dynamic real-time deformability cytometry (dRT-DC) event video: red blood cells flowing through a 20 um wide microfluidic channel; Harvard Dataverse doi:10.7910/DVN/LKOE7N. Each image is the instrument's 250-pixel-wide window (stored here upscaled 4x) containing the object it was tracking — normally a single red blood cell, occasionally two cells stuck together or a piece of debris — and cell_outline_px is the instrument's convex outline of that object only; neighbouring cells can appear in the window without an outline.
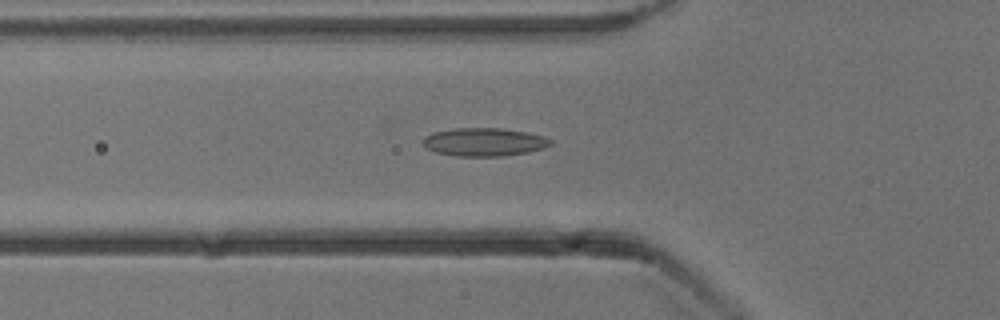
{"species": "common noctule bat (a hibernating species)", "species_latin": "Nyctalus noctula", "temperature_condition": "cold", "stored_images_in_passage": 37, "camera_frame_rate_fps": 3000, "um_per_image_px": 0.085, "animal": {"sex": "male", "body_mass_g": 13.3}, "frame": {"image": 1, "passage_image": 2, "time_ms": 0.333, "image_size_px": [1000, 320], "cell_outline_px": [[552, 144], [544, 148], [528, 152], [500, 156], [456, 156], [436, 152], [428, 148], [424, 144], [424, 136], [432, 132], [452, 128], [500, 128], [524, 132], [544, 136], [552, 140]], "centroid_in_image_um": [41.15, 12.06], "position_along_channel_um": 84.6, "area_um2": 20.87}}
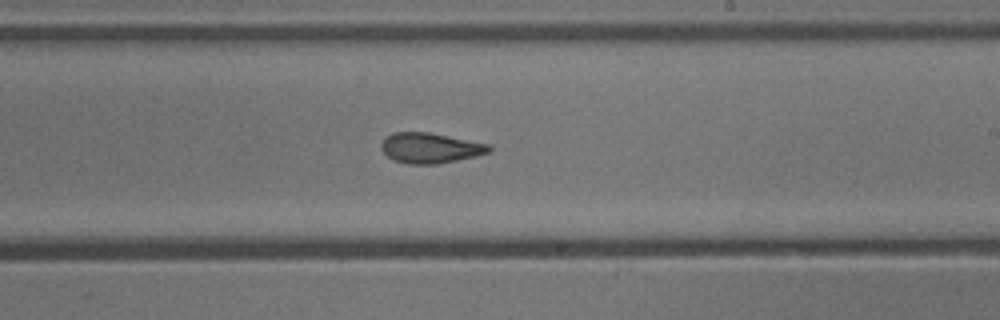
{"frame": {"image": 2, "passage_image": 15, "time_ms": 4.667, "image_size_px": [1000, 320], "cell_outline_px": [[492, 152], [476, 156], [436, 164], [408, 164], [392, 160], [380, 148], [380, 144], [392, 132], [428, 132], [492, 144]], "centroid_in_image_um": [36.6, 12.58], "position_along_channel_um": 252.4, "area_um2": 19.19}}
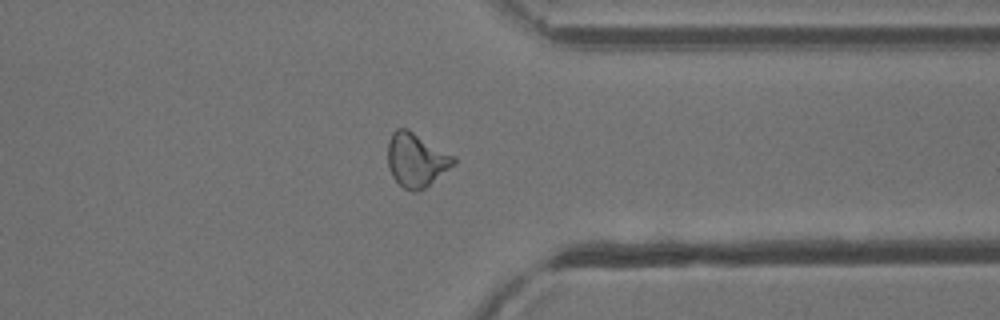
{"frame": {"image": 3, "passage_image": 25, "time_ms": 8.0, "image_size_px": [1000, 320], "cell_outline_px": [[456, 164], [420, 192], [412, 192], [404, 188], [392, 176], [388, 164], [388, 140], [392, 132], [396, 128], [408, 128], [456, 156]], "centroid_in_image_um": [35.41, 13.58], "position_along_channel_um": 376.0, "area_um2": 21.04}, "authors_computed_cell_mechanics": {"area_um2": 19.4208, "velocity_mm_per_s": 3.8431, "shape_relaxation_time_tau1_ms": null, "shape_relaxation_time_tau2_ms": 1.8058, "deformation_change_tau1": null, "deformation_change_tau2": 0.0833}}